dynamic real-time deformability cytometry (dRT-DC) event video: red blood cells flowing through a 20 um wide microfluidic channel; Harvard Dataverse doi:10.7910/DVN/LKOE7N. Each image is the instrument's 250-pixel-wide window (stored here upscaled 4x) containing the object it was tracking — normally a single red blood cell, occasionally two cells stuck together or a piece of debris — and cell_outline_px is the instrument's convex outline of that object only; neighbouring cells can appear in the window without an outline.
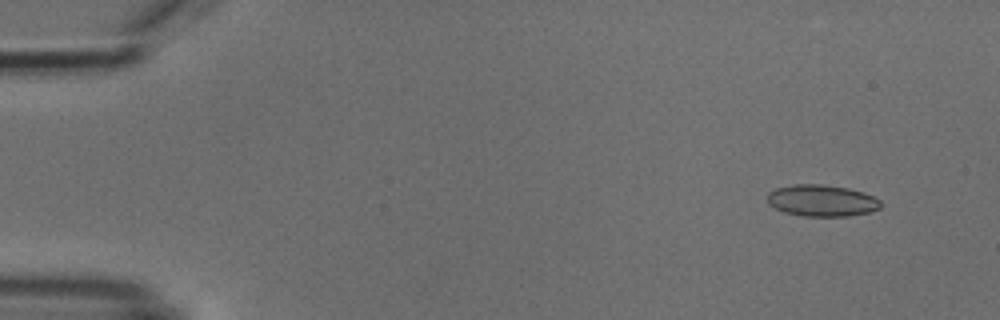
{"species": "common noctule bat (a hibernating species)", "species_latin": "Nyctalus noctula", "temperature_condition": "cold", "stored_images_in_passage": 5, "camera_frame_rate_fps": 3000, "um_per_image_px": 0.085, "animal": {"sex": "male", "body_mass_g": 18.8}, "frame": {"image": 1, "passage_image": 2, "time_ms": 1.0, "image_size_px": [1000, 320], "cell_outline_px": [[880, 208], [872, 212], [848, 216], [804, 216], [784, 212], [768, 204], [768, 192], [776, 188], [792, 184], [820, 184], [848, 188], [864, 192], [880, 200]], "centroid_in_image_um": [69.86, 17.05], "position_along_channel_um": 15.1, "area_um2": 20.92}}
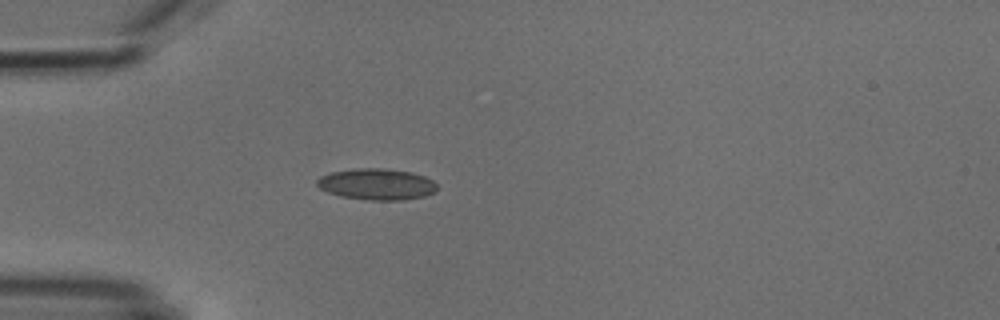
{"frame": {"image": 2, "passage_image": 5, "time_ms": 4.667, "image_size_px": [1000, 320], "cell_outline_px": [[436, 192], [424, 196], [404, 200], [368, 200], [340, 196], [328, 192], [320, 188], [316, 184], [316, 180], [320, 176], [332, 172], [352, 168], [384, 168], [412, 172], [424, 176], [432, 180], [436, 184]], "centroid_in_image_um": [32.01, 15.65], "position_along_channel_um": 53.0, "area_um2": 22.02}}